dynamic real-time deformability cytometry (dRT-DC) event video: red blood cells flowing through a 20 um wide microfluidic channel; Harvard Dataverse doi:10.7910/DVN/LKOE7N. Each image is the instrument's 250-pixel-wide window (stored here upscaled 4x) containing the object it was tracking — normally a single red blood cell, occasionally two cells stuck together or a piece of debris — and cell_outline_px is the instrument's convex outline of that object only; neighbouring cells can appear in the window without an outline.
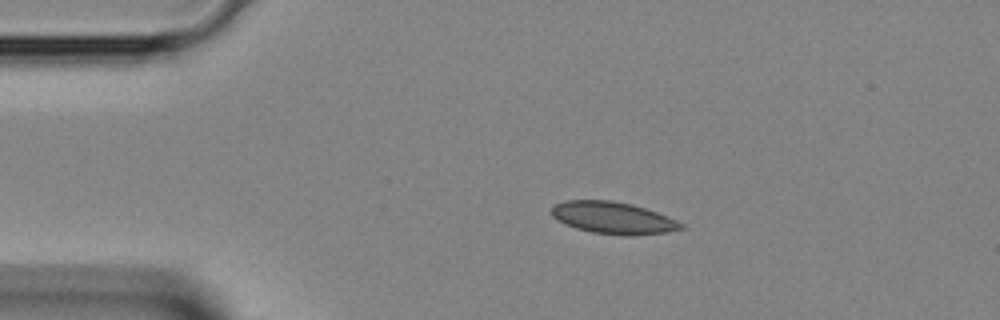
{"species": "Egyptian fruit bat (a non-hibernating species)", "species_latin": "Rousettus aegyptiacus", "temperature_condition": "room temperature", "stored_images_in_passage": 3, "camera_frame_rate_fps": 3000, "um_per_image_px": 0.085, "animal": {"sex": "female"}, "frame": {"image": 1, "passage_image": 2, "time_ms": 0.333, "image_size_px": [1000, 320], "cell_outline_px": [[684, 228], [664, 232], [628, 236], [624, 236], [592, 232], [576, 228], [556, 220], [552, 216], [552, 204], [564, 200], [612, 200], [632, 204], [668, 216], [684, 224]], "centroid_in_image_um": [52.07, 18.51], "position_along_channel_um": 32.9, "area_um2": 24.16}}
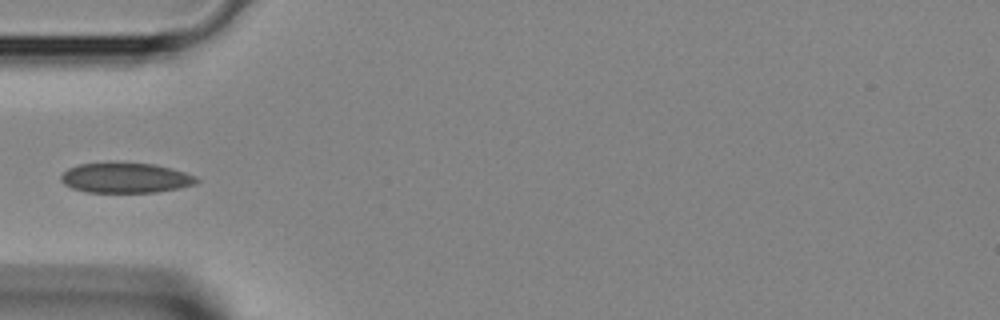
{"frame": {"image": 2, "passage_image": 3, "time_ms": 0.667, "image_size_px": [1000, 320], "cell_outline_px": [[200, 180], [196, 184], [180, 188], [156, 192], [88, 192], [72, 188], [64, 184], [60, 180], [60, 176], [68, 168], [80, 164], [152, 164], [184, 172], [196, 176]], "centroid_in_image_um": [10.68, 15.14], "position_along_channel_um": 74.3, "area_um2": 23.29}}